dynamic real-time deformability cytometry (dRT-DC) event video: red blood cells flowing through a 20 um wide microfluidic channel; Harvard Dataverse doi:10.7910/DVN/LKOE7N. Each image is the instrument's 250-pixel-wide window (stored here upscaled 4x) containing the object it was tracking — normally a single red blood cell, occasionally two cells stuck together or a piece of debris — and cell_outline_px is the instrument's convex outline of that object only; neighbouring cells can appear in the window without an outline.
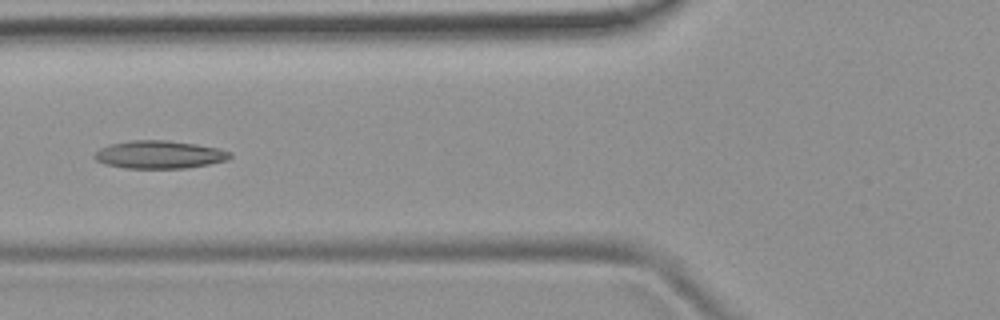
{"species": "common noctule bat (a hibernating species)", "species_latin": "Nyctalus noctula", "temperature_condition": "room temperature", "stored_images_in_passage": 6, "camera_frame_rate_fps": 3000, "um_per_image_px": 0.085, "animal": {"sex": "female", "body_mass_g": 19.9}, "frame": {"image": 1, "passage_image": 5, "time_ms": 5.0, "image_size_px": [1000, 320], "cell_outline_px": [[232, 156], [228, 160], [208, 164], [184, 168], [124, 168], [104, 164], [96, 160], [92, 156], [100, 148], [112, 144], [132, 140], [164, 140], [196, 144], [216, 148], [232, 152]], "centroid_in_image_um": [13.54, 13.14], "position_along_channel_um": 112.3, "area_um2": 21.91}}
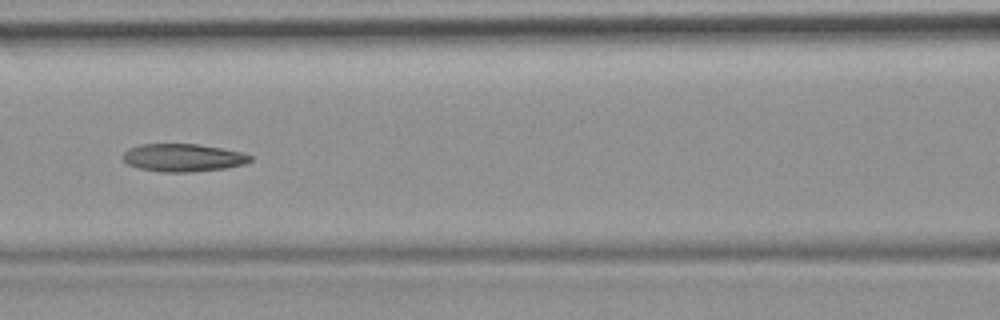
{"frame": {"image": 2, "passage_image": 6, "time_ms": 6.0, "image_size_px": [1000, 320], "cell_outline_px": [[252, 160], [244, 164], [224, 168], [192, 172], [160, 172], [140, 168], [128, 164], [124, 160], [124, 152], [128, 148], [140, 144], [200, 144], [244, 152], [252, 156]], "centroid_in_image_um": [15.59, 13.39], "position_along_channel_um": 151.0, "area_um2": 20.69}}